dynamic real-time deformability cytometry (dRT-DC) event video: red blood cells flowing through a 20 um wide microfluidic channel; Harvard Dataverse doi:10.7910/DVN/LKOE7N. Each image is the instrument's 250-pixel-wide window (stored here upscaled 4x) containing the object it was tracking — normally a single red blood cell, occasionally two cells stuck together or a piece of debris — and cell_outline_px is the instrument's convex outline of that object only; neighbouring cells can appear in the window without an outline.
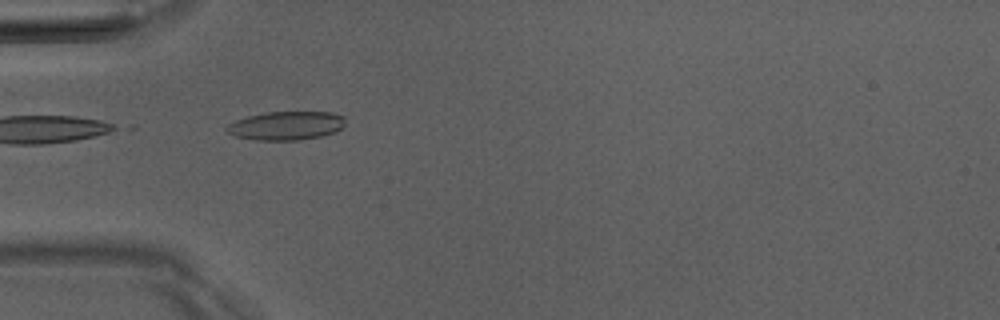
{"species": "Egyptian fruit bat (a non-hibernating species)", "species_latin": "Rousettus aegyptiacus", "temperature_condition": "room temperature", "stored_images_in_passage": 6, "camera_frame_rate_fps": 3000, "um_per_image_px": 0.085, "animal": {"sex": "male"}, "frame": {"image": 1, "passage_image": 5, "time_ms": 5.667, "image_size_px": [1000, 320], "cell_outline_px": [[344, 124], [336, 132], [320, 136], [296, 140], [256, 140], [236, 136], [228, 132], [224, 128], [228, 124], [236, 120], [248, 116], [268, 112], [332, 112], [344, 116]], "centroid_in_image_um": [24.32, 10.68], "position_along_channel_um": 60.7, "area_um2": 19.65}}